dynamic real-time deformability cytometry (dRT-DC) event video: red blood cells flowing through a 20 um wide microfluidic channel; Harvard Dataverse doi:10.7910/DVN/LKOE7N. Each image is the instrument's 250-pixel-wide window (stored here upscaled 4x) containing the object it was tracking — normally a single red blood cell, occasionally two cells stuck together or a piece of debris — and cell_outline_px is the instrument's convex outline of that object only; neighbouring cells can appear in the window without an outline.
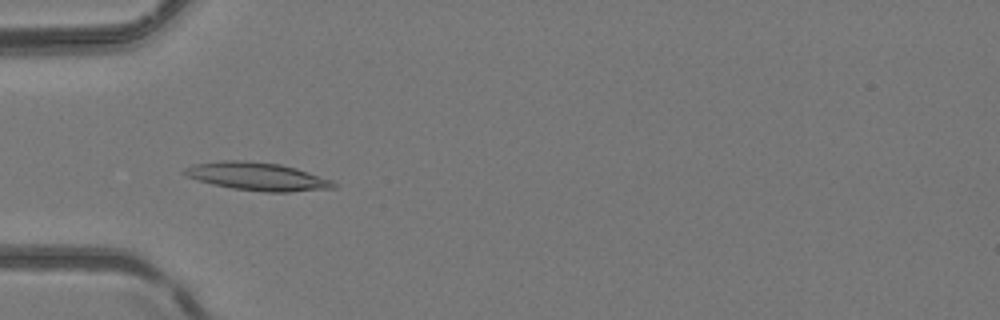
{"species": "common noctule bat (a hibernating species)", "species_latin": "Nyctalus noctula", "temperature_condition": "room temperature", "stored_images_in_passage": 48, "camera_frame_rate_fps": 3000, "um_per_image_px": 0.085, "animal": {"sex": "female", "body_mass_g": 24.6, "forearm_length_mm": 56.2}, "frame": {"image": 1, "passage_image": 16, "time_ms": 5.0, "image_size_px": [1000, 320], "cell_outline_px": [[336, 188], [288, 192], [264, 192], [232, 188], [212, 184], [188, 176], [180, 172], [184, 168], [192, 164], [220, 160], [244, 160], [280, 164], [296, 168], [332, 180], [336, 184]], "centroid_in_image_um": [21.85, 14.99], "position_along_channel_um": 63.1, "area_um2": 24.39}}
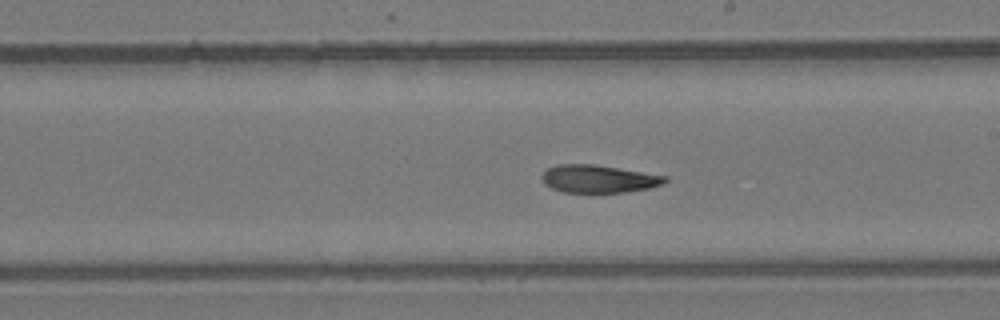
{"frame": {"image": 2, "passage_image": 28, "time_ms": 9.0, "image_size_px": [1000, 320], "cell_outline_px": [[668, 180], [664, 184], [648, 188], [624, 192], [564, 192], [552, 188], [544, 184], [540, 176], [548, 168], [556, 164], [596, 164], [668, 176]], "centroid_in_image_um": [50.88, 15.19], "position_along_channel_um": 238.1, "area_um2": 20.0}}
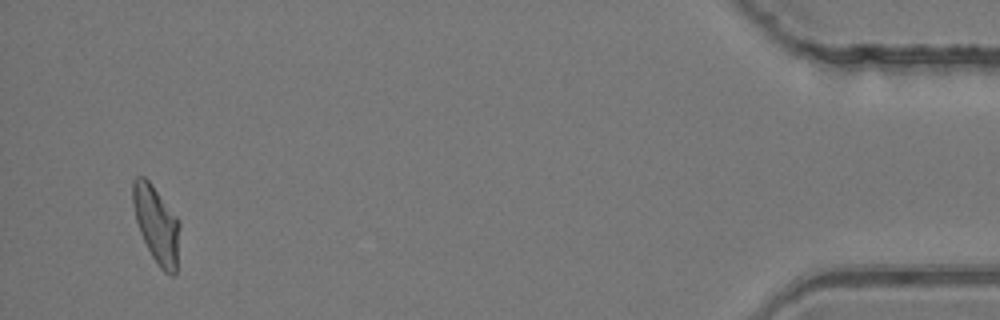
{"frame": {"image": 3, "passage_image": 46, "time_ms": 15.0, "image_size_px": [1000, 320], "cell_outline_px": [[180, 224], [176, 272], [172, 276], [164, 272], [160, 268], [152, 256], [140, 232], [136, 220], [132, 204], [132, 180], [136, 176], [144, 176], [152, 184], [180, 220]], "centroid_in_image_um": [13.3, 19.04], "position_along_channel_um": 421.9, "area_um2": 21.1}}